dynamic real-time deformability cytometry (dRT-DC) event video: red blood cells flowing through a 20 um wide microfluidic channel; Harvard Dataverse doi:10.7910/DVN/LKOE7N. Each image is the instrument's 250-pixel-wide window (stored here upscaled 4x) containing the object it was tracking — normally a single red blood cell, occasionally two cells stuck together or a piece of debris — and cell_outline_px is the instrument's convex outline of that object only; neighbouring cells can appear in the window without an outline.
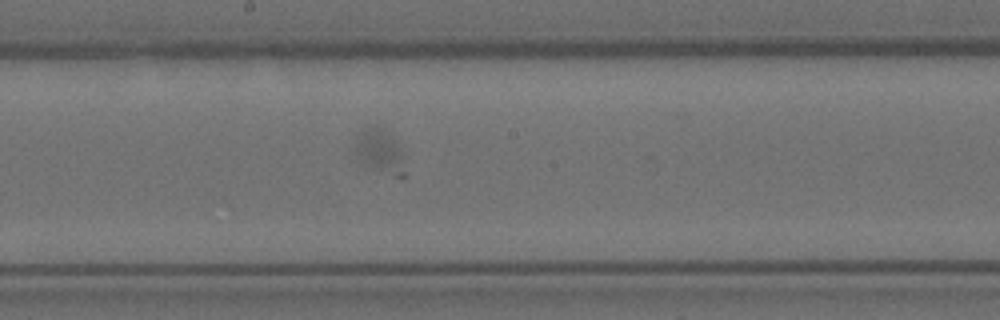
{"species": "Egyptian fruit bat (a non-hibernating species)", "species_latin": "Rousettus aegyptiacus", "temperature_condition": "room temperature", "stored_images_in_passage": 30, "camera_frame_rate_fps": 3000, "um_per_image_px": 0.085, "animal": {"sex": "female"}, "frame": {"image": 1, "passage_image": 17, "time_ms": 5.333, "image_size_px": [1000, 320], "cell_outline_px": [[404, 180], [364, 164], [356, 152], [356, 136], [368, 124], [376, 124], [392, 136], [404, 172]], "centroid_in_image_um": [32.21, 12.81], "position_along_channel_um": 216.0, "area_um2": 12.02}}